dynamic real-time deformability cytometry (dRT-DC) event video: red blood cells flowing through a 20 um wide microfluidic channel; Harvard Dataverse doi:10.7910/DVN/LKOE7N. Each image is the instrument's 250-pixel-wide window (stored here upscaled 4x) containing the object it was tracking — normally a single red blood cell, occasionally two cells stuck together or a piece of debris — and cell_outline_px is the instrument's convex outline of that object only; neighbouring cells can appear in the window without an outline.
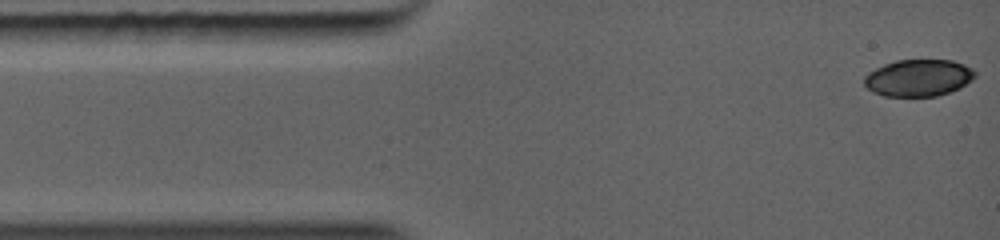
{"species": "common noctule bat (a hibernating species)", "species_latin": "Nyctalus noctula", "temperature_condition": "warm", "stored_images_in_passage": 68, "camera_frame_rate_fps": 5000, "um_per_image_px": 0.085, "animal": {"sex": "female", "body_mass_g": 19.0, "forearm_length_mm": 56.7}, "frame": {"image": 1, "passage_image": 1, "time_ms": 0.0, "image_size_px": [1000, 240], "cell_outline_px": [[976, 76], [960, 88], [936, 96], [884, 96], [872, 92], [864, 84], [864, 76], [868, 72], [884, 64], [896, 60], [952, 60], [964, 64], [972, 68], [976, 72]], "centroid_in_image_um": [78.06, 6.61], "position_along_channel_um": 6.9, "area_um2": 23.87}}
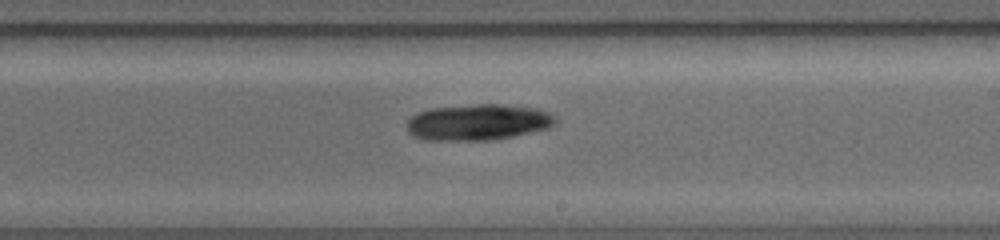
{"frame": {"image": 2, "passage_image": 34, "time_ms": 6.4, "image_size_px": [1000, 240], "cell_outline_px": [[556, 124], [548, 128], [512, 136], [492, 140], [424, 140], [412, 136], [408, 132], [408, 120], [416, 112], [432, 108], [476, 104], [500, 104], [532, 108], [544, 112], [552, 116], [556, 120]], "centroid_in_image_um": [40.56, 10.39], "position_along_channel_um": 248.4, "area_um2": 30.98}}
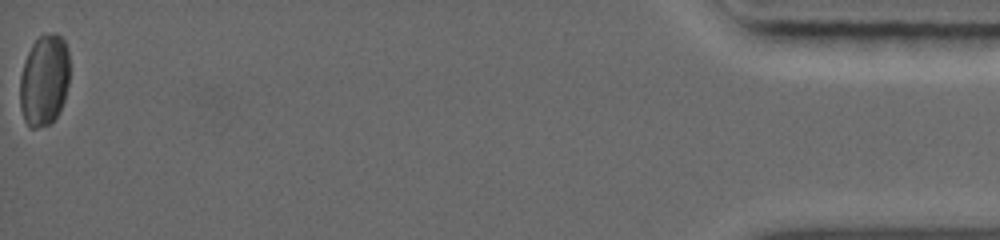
{"frame": {"image": 3, "passage_image": 68, "time_ms": 13.0, "image_size_px": [1000, 240], "cell_outline_px": [[68, 84], [64, 100], [60, 112], [52, 124], [36, 128], [28, 128], [24, 120], [20, 108], [20, 76], [24, 60], [32, 44], [40, 36], [52, 32], [56, 32], [64, 40], [68, 48]], "centroid_in_image_um": [3.75, 6.85], "position_along_channel_um": 431.5, "area_um2": 26.88}}